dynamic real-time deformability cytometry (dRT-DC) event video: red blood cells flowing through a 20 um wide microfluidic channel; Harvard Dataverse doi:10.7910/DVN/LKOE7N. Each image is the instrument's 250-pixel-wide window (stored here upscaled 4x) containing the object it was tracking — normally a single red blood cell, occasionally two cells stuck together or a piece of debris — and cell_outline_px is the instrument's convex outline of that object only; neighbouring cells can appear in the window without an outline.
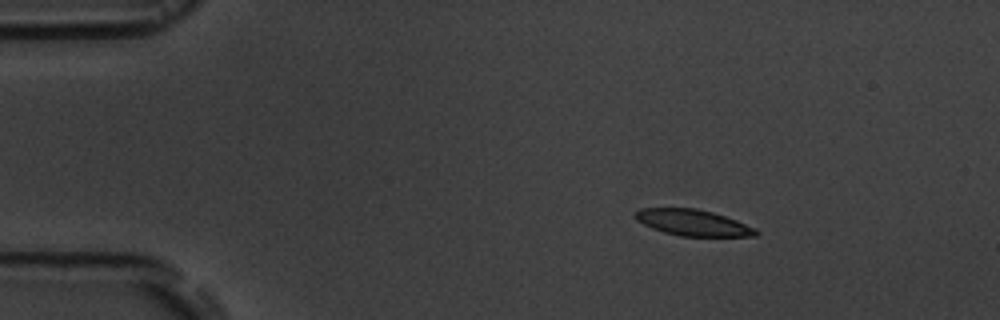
{"species": "common noctule bat (a hibernating species)", "species_latin": "Nyctalus noctula", "temperature_condition": "room temperature", "stored_images_in_passage": 4, "camera_frame_rate_fps": 3000, "um_per_image_px": 0.085, "animal": {"sex": "male", "body_mass_g": 19.5, "forearm_length_mm": 54.6}, "frame": {"image": 1, "passage_image": 1, "time_ms": 0.0, "image_size_px": [1000, 320], "cell_outline_px": [[760, 232], [756, 236], [680, 236], [664, 232], [652, 228], [636, 220], [632, 216], [632, 212], [640, 208], [696, 208], [712, 212], [736, 220], [756, 228]], "centroid_in_image_um": [58.86, 18.92], "position_along_channel_um": 26.1, "area_um2": 18.5}}
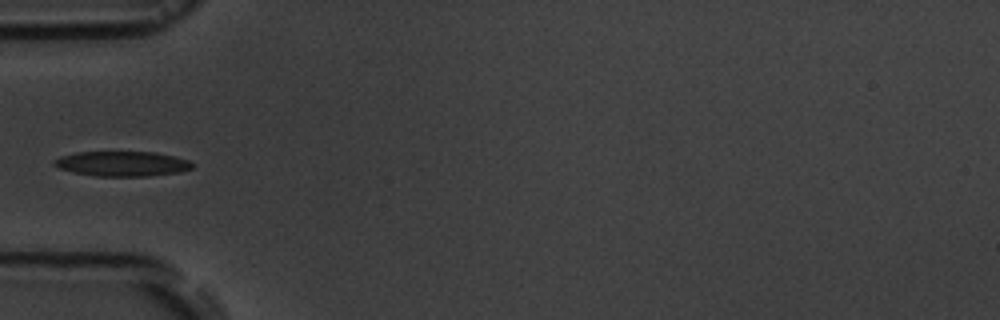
{"frame": {"image": 2, "passage_image": 4, "time_ms": 3.333, "image_size_px": [1000, 320], "cell_outline_px": [[192, 168], [180, 172], [148, 176], [96, 176], [72, 172], [60, 168], [52, 164], [52, 160], [60, 156], [76, 152], [156, 152], [188, 160], [192, 164]], "centroid_in_image_um": [10.34, 13.92], "position_along_channel_um": 74.7, "area_um2": 20.06}}